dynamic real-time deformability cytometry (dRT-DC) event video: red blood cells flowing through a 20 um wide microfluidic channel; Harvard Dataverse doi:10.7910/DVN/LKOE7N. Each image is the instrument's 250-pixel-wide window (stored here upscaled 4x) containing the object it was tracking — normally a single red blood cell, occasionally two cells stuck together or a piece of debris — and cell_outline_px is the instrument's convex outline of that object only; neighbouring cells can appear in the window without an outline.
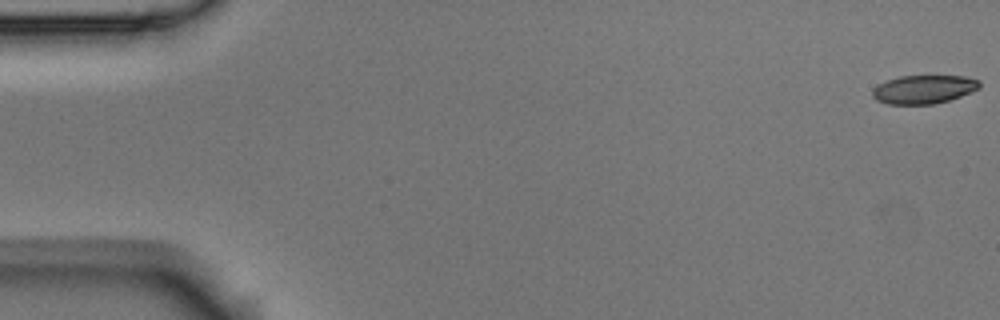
{"species": "Egyptian fruit bat (a non-hibernating species)", "species_latin": "Rousettus aegyptiacus", "temperature_condition": "room temperature", "stored_images_in_passage": 18, "camera_frame_rate_fps": 3000, "um_per_image_px": 0.085, "animal": {"sex": "male"}, "frame": {"image": 1, "passage_image": 1, "time_ms": 0.0, "image_size_px": [1000, 320], "cell_outline_px": [[980, 88], [960, 96], [948, 100], [932, 104], [888, 104], [876, 100], [872, 96], [872, 88], [876, 84], [900, 76], [964, 76], [980, 80]], "centroid_in_image_um": [78.49, 7.59], "position_along_channel_um": 6.5, "area_um2": 17.8}}
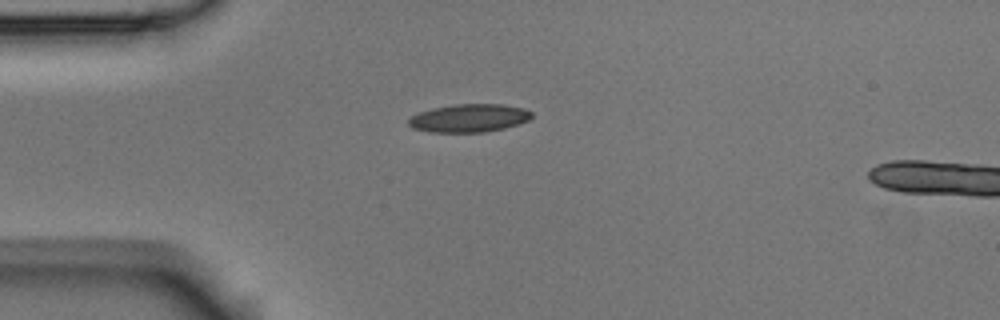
{"frame": {"image": 2, "passage_image": 15, "time_ms": 4.667, "image_size_px": [1000, 320], "cell_outline_px": [[532, 116], [528, 120], [504, 128], [484, 132], [432, 132], [412, 128], [408, 124], [408, 120], [412, 116], [420, 112], [432, 108], [456, 104], [504, 104], [524, 108], [532, 112]], "centroid_in_image_um": [39.87, 10.03], "position_along_channel_um": 45.1, "area_um2": 20.06}}